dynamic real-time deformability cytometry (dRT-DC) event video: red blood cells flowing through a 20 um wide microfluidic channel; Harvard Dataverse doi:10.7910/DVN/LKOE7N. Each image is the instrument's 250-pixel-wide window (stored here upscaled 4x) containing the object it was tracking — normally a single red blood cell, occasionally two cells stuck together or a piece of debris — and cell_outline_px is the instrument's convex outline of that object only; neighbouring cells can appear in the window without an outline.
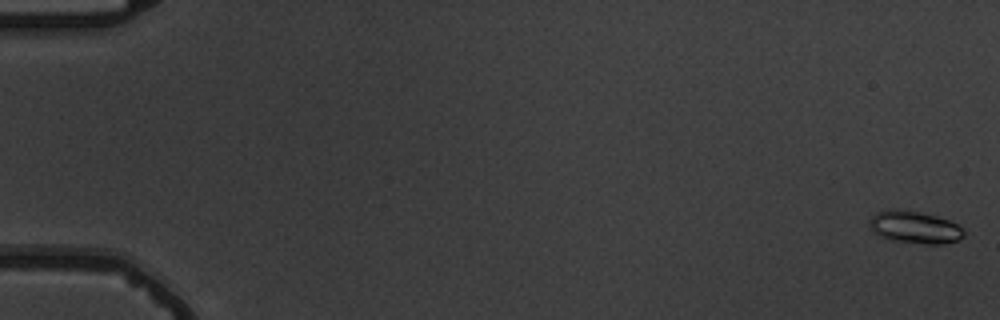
{"species": "common noctule bat (a hibernating species)", "species_latin": "Nyctalus noctula", "temperature_condition": "warm", "stored_images_in_passage": 7, "camera_frame_rate_fps": 3000, "um_per_image_px": 0.085, "animal": {"sex": "male", "body_mass_g": 19.5, "forearm_length_mm": 54.6}, "frame": {"image": 1, "passage_image": 1, "time_ms": 0.0, "image_size_px": [1000, 320], "cell_outline_px": [[964, 236], [956, 240], [944, 244], [928, 244], [888, 240], [872, 232], [868, 228], [868, 220], [876, 212], [892, 208], [896, 208], [920, 212], [936, 216], [948, 220], [956, 224], [964, 232]], "centroid_in_image_um": [77.66, 19.31], "position_along_channel_um": 7.3, "area_um2": 17.98}}